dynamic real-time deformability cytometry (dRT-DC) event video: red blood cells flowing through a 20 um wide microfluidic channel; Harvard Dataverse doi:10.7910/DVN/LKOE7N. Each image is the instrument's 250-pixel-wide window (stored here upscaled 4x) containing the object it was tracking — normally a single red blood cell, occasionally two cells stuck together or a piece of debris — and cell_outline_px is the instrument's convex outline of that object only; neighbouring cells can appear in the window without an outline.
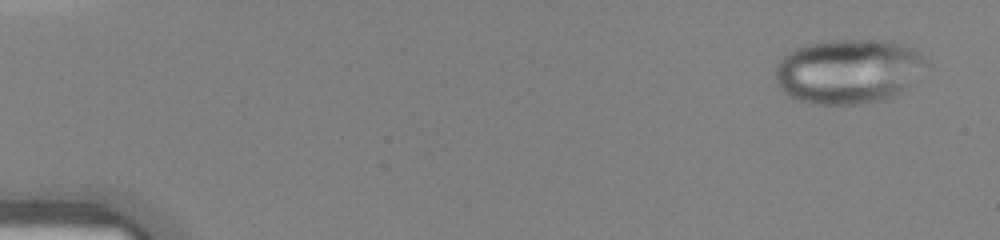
{"species": "human", "species_latin": "Homo sapiens", "temperature_condition": "warm", "stored_images_in_passage": 43, "camera_frame_rate_fps": 3000, "um_per_image_px": 0.085, "donor": {"sex": "female"}, "frame": {"image": 1, "passage_image": 2, "time_ms": 0.333, "image_size_px": [1000, 240], "cell_outline_px": [[932, 64], [908, 88], [892, 96], [880, 100], [860, 104], [816, 104], [800, 100], [788, 96], [776, 84], [776, 64], [788, 52], [812, 40], [892, 40], [904, 44], [912, 48], [928, 60]], "centroid_in_image_um": [72.16, 6.03], "position_along_channel_um": 12.8, "area_um2": 57.74}}
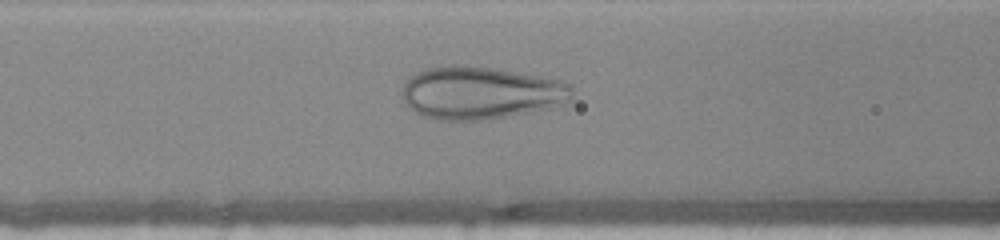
{"frame": {"image": 2, "passage_image": 18, "time_ms": 5.667, "image_size_px": [1000, 240], "cell_outline_px": [[572, 96], [568, 100], [552, 108], [508, 116], [484, 120], [440, 120], [424, 116], [408, 108], [404, 100], [404, 84], [408, 76], [416, 72], [428, 68], [492, 68], [516, 72], [560, 80], [572, 84]], "centroid_in_image_um": [40.88, 7.93], "position_along_channel_um": 125.7, "area_um2": 51.15}}
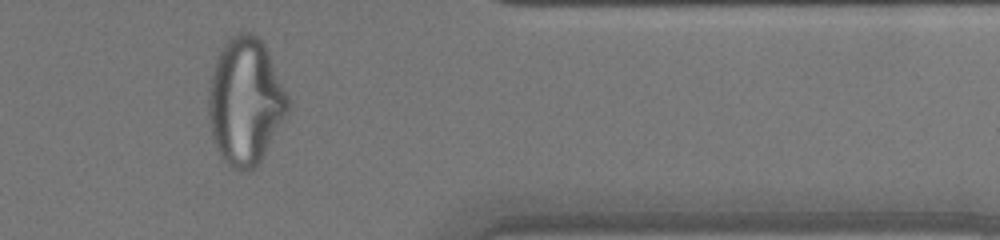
{"frame": {"image": 3, "passage_image": 36, "time_ms": 11.667, "image_size_px": [1000, 240], "cell_outline_px": [[288, 112], [256, 168], [248, 172], [240, 172], [232, 168], [220, 156], [216, 148], [212, 136], [208, 116], [208, 92], [212, 72], [216, 60], [224, 44], [232, 36], [240, 32], [248, 32], [256, 36], [264, 44], [268, 52], [288, 96]], "centroid_in_image_um": [20.84, 8.66], "position_along_channel_um": 390.6, "area_um2": 58.38}}